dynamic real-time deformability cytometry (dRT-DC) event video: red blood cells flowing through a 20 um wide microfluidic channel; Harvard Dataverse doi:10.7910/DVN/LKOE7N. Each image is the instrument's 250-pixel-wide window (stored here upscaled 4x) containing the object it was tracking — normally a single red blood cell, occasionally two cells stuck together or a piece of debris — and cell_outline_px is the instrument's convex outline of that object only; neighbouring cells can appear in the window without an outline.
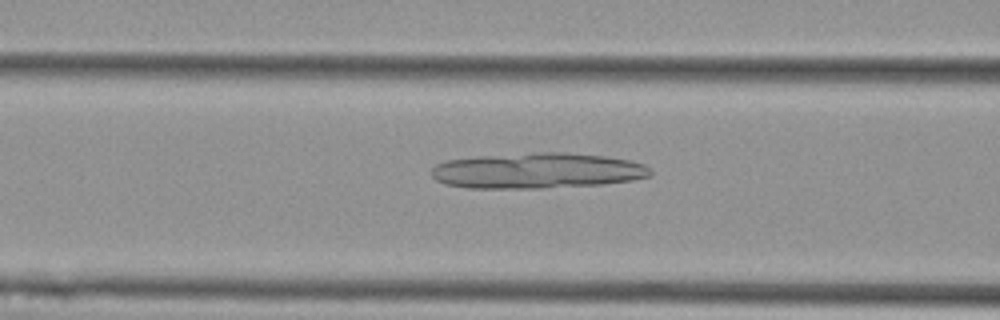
{"species": "Egyptian fruit bat (a non-hibernating species)", "species_latin": "Rousettus aegyptiacus", "temperature_condition": "cold", "stored_images_in_passage": 38, "camera_frame_rate_fps": 3000, "um_per_image_px": 0.085, "animal": {"sex": "female"}, "frame": {"image": 1, "passage_image": 8, "time_ms": 2.333, "image_size_px": [1000, 320], "cell_outline_px": [[652, 176], [632, 180], [604, 184], [540, 188], [468, 188], [444, 184], [436, 180], [432, 176], [432, 168], [436, 164], [448, 160], [476, 156], [540, 152], [564, 152], [604, 156], [632, 160], [644, 164], [652, 172]], "centroid_in_image_um": [45.67, 14.51], "position_along_channel_um": 120.9, "area_um2": 45.66}}
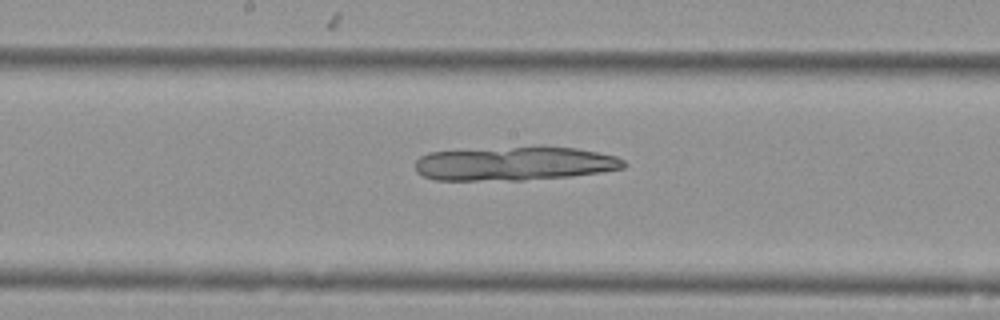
{"frame": {"image": 2, "passage_image": 15, "time_ms": 4.667, "image_size_px": [1000, 320], "cell_outline_px": [[628, 164], [624, 168], [600, 172], [572, 176], [524, 180], [436, 180], [424, 176], [416, 172], [416, 160], [420, 156], [428, 152], [540, 144], [544, 144], [576, 148], [616, 156], [624, 160]], "centroid_in_image_um": [43.76, 13.87], "position_along_channel_um": 204.4, "area_um2": 42.25}}
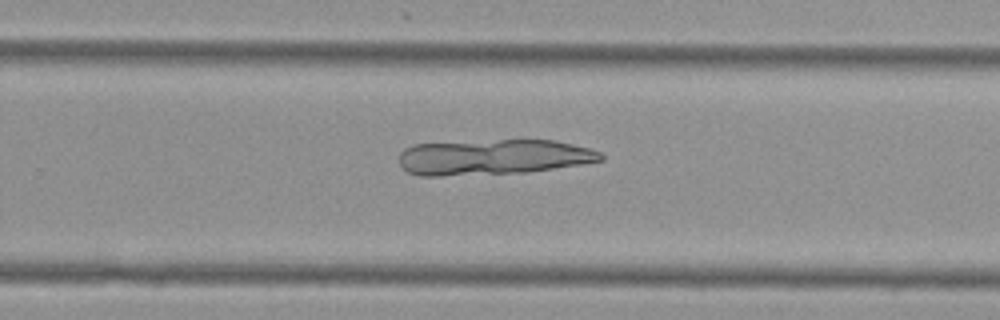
{"frame": {"image": 3, "passage_image": 22, "time_ms": 7.0, "image_size_px": [1000, 320], "cell_outline_px": [[604, 160], [584, 164], [528, 172], [440, 176], [420, 176], [408, 172], [400, 164], [400, 152], [404, 148], [412, 144], [500, 140], [552, 140], [572, 144], [588, 148], [600, 152], [604, 156]], "centroid_in_image_um": [41.92, 13.36], "position_along_channel_um": 287.9, "area_um2": 41.73}}